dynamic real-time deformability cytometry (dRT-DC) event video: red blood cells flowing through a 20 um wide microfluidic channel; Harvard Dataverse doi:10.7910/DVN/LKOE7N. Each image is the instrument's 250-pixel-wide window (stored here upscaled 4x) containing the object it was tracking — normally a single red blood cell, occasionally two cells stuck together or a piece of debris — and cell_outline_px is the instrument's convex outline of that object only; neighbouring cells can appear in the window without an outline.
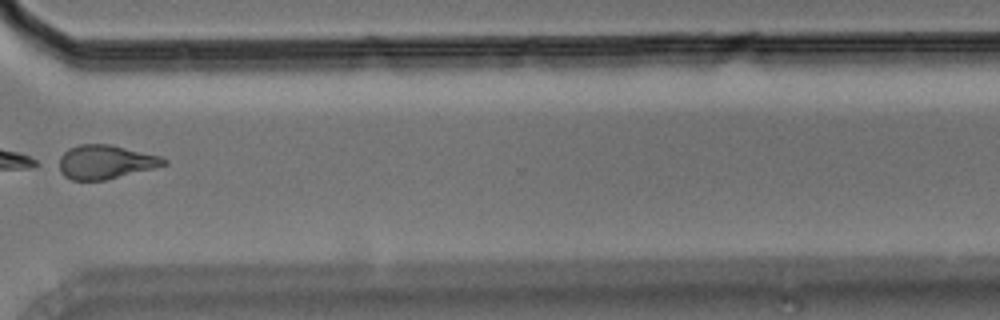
{"species": "Egyptian fruit bat (a non-hibernating species)", "species_latin": "Rousettus aegyptiacus", "temperature_condition": "room temperature", "stored_images_in_passage": 13, "camera_frame_rate_fps": 3000, "um_per_image_px": 0.085, "animal": {"sex": "male"}, "frame": {"image": 1, "passage_image": 11, "time_ms": 3.333, "image_size_px": [1000, 320], "cell_outline_px": [[168, 164], [104, 180], [72, 180], [64, 176], [52, 164], [68, 148], [80, 144], [108, 144], [160, 156], [168, 160]], "centroid_in_image_um": [8.85, 13.77], "position_along_channel_um": 361.8, "area_um2": 20.87}}